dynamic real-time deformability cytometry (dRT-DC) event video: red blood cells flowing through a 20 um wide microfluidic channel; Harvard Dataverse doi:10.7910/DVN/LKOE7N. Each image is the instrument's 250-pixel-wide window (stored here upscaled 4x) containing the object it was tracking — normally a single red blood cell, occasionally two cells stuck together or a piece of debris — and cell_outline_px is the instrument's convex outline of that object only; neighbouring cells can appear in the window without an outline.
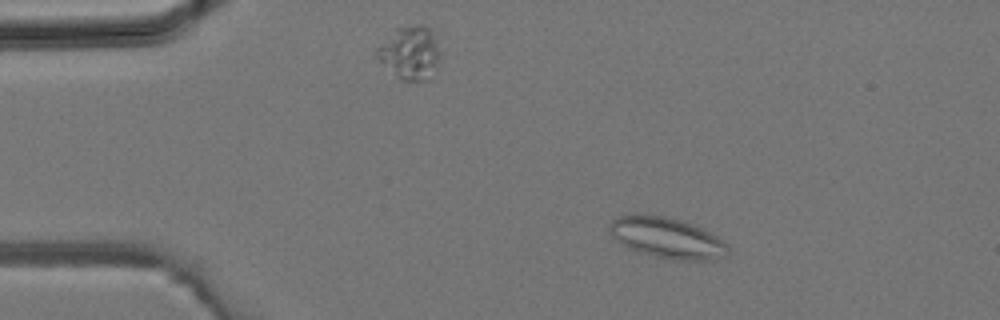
{"species": "common noctule bat (a hibernating species)", "species_latin": "Nyctalus noctula", "temperature_condition": "room temperature", "stored_images_in_passage": 3, "camera_frame_rate_fps": 3000, "um_per_image_px": 0.085, "animal": {"sex": "male", "body_mass_g": 19.2, "forearm_length_mm": 51.8}, "frame": {"image": 1, "passage_image": 1, "time_ms": 0.0, "image_size_px": [1000, 320], "cell_outline_px": [[728, 256], [712, 260], [676, 260], [636, 252], [620, 244], [612, 236], [608, 228], [608, 224], [616, 216], [664, 216], [680, 220], [692, 224], [716, 236], [728, 244]], "centroid_in_image_um": [56.69, 20.25], "position_along_channel_um": 28.3, "area_um2": 27.92}}